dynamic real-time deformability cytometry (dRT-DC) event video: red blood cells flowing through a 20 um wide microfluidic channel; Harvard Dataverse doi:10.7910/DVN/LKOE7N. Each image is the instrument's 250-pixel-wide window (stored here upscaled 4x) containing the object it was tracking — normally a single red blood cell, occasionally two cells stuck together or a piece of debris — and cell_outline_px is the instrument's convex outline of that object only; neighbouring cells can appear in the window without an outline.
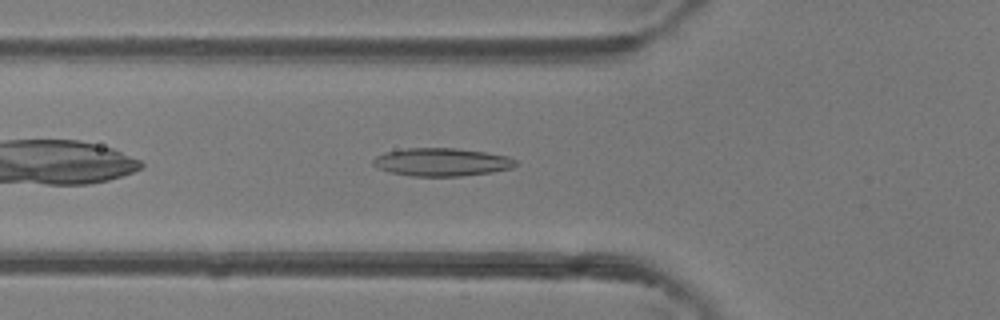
{"species": "common noctule bat (a hibernating species)", "species_latin": "Nyctalus noctula", "temperature_condition": "room temperature", "stored_images_in_passage": 34, "camera_frame_rate_fps": 3000, "um_per_image_px": 0.085, "animal": {"sex": "female"}, "frame": {"image": 1, "passage_image": 4, "time_ms": 1.0, "image_size_px": [1000, 320], "cell_outline_px": [[516, 164], [512, 168], [492, 172], [460, 176], [412, 176], [392, 172], [376, 168], [372, 164], [372, 160], [376, 156], [384, 152], [408, 148], [456, 148], [484, 152], [508, 156], [516, 160]], "centroid_in_image_um": [37.52, 13.77], "position_along_channel_um": 88.3, "area_um2": 23.24}}
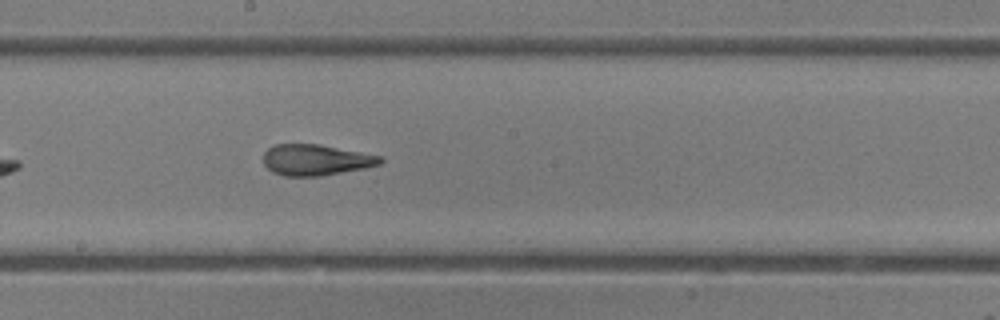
{"frame": {"image": 2, "passage_image": 13, "time_ms": 4.0, "image_size_px": [1000, 320], "cell_outline_px": [[384, 160], [380, 164], [364, 168], [320, 176], [284, 176], [272, 172], [264, 164], [264, 152], [268, 148], [276, 144], [320, 144], [380, 156]], "centroid_in_image_um": [26.82, 13.59], "position_along_channel_um": 221.4, "area_um2": 20.98}}
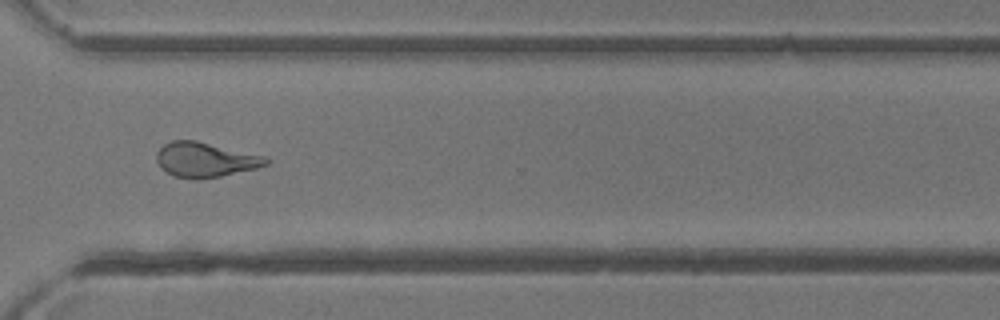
{"frame": {"image": 3, "passage_image": 22, "time_ms": 7.0, "image_size_px": [1000, 320], "cell_outline_px": [[272, 160], [268, 164], [256, 168], [220, 176], [196, 180], [172, 176], [160, 168], [156, 160], [156, 152], [164, 144], [172, 140], [196, 140], [264, 156]], "centroid_in_image_um": [17.41, 13.58], "position_along_channel_um": 353.2, "area_um2": 22.31}, "authors_computed_cell_mechanics": {"area_um2": 22.1374, "velocity_mm_per_s": 4.4061, "shape_relaxation_time_tau1_ms": 7.2261, "shape_relaxation_time_tau2_ms": 1.9432, "deformation_change_tau1": 0.2397, "deformation_change_tau2": 0.1235}}